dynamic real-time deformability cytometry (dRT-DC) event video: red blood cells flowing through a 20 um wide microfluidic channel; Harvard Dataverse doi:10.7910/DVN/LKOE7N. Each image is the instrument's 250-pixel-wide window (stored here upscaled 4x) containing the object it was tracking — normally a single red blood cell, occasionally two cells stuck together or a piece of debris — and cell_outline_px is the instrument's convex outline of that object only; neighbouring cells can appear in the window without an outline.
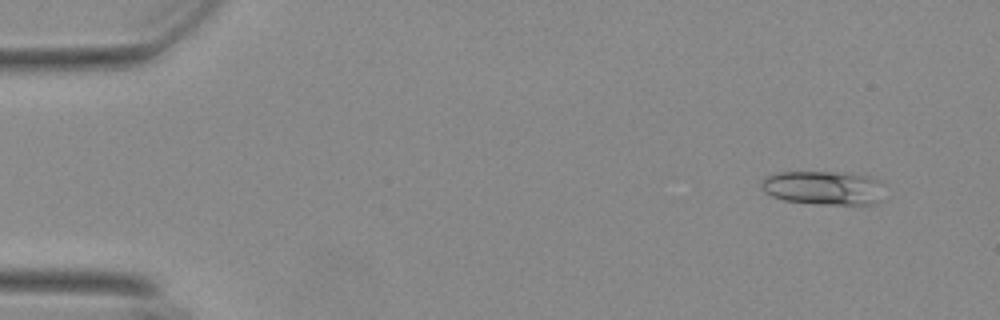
{"species": "Egyptian fruit bat (a non-hibernating species)", "species_latin": "Rousettus aegyptiacus", "temperature_condition": "warm", "stored_images_in_passage": 28, "camera_frame_rate_fps": 3000, "um_per_image_px": 0.085, "animal": {"sex": "female"}, "frame": {"image": 1, "passage_image": 5, "time_ms": 1.333, "image_size_px": [1000, 320], "cell_outline_px": [[884, 200], [872, 204], [820, 204], [784, 200], [772, 196], [764, 192], [760, 188], [760, 184], [768, 176], [780, 172], [836, 172], [868, 176], [880, 180], [884, 184]], "centroid_in_image_um": [70.07, 15.97], "position_along_channel_um": 14.9, "area_um2": 24.57}}
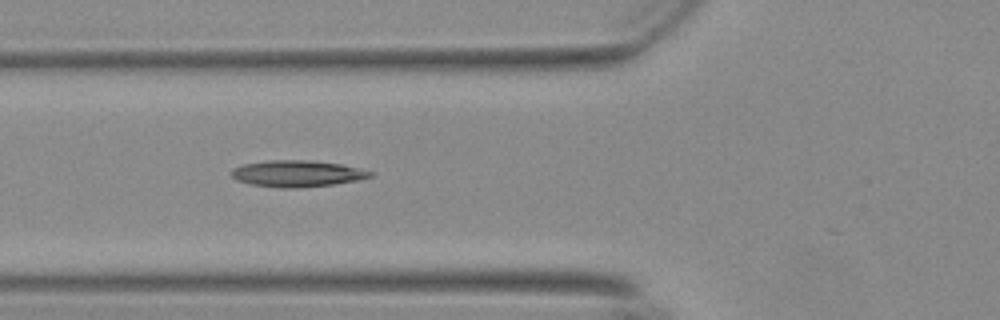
{"frame": {"image": 2, "passage_image": 21, "time_ms": 6.667, "image_size_px": [1000, 320], "cell_outline_px": [[376, 176], [360, 180], [332, 184], [296, 188], [280, 188], [252, 184], [236, 180], [232, 176], [232, 168], [244, 164], [268, 160], [304, 160], [340, 164], [376, 172]], "centroid_in_image_um": [25.31, 14.76], "position_along_channel_um": 100.5, "area_um2": 21.39}}
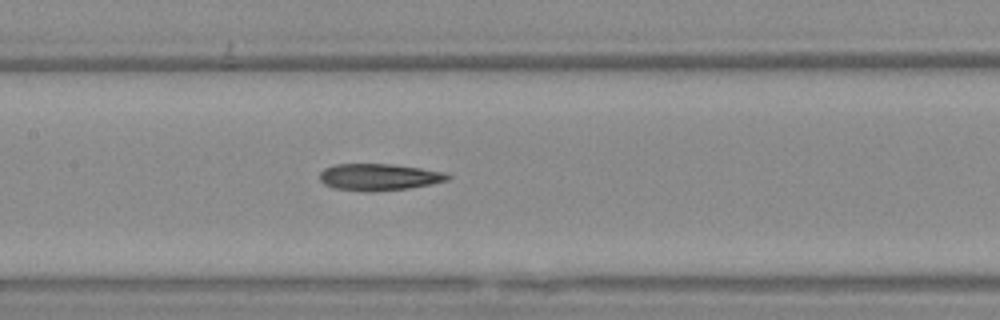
{"frame": {"image": 3, "passage_image": 27, "time_ms": 8.667, "image_size_px": [1000, 320], "cell_outline_px": [[452, 176], [448, 180], [408, 188], [372, 192], [364, 192], [332, 188], [324, 184], [320, 180], [320, 172], [324, 168], [336, 164], [392, 164], [420, 168], [444, 172]], "centroid_in_image_um": [32.17, 15.05], "position_along_channel_um": 175.2, "area_um2": 20.0}}